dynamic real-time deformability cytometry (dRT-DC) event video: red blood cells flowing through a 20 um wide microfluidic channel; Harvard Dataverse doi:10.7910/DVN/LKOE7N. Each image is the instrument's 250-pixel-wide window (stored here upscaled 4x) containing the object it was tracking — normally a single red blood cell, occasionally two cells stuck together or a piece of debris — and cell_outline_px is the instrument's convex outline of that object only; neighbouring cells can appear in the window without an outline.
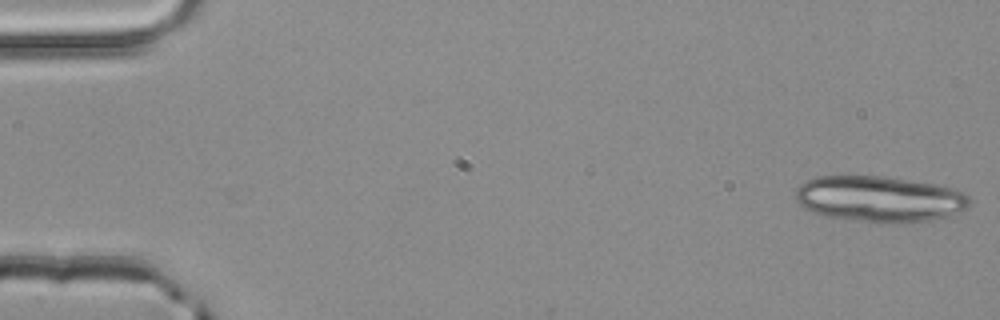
{"species": "common noctule bat (a hibernating species)", "species_latin": "Nyctalus noctula", "temperature_condition": "room temperature", "stored_images_in_passage": 2, "camera_frame_rate_fps": 3000, "um_per_image_px": 0.085, "animal": {"sex": "male", "body_mass_g": 20.4}, "frame": {"image": 1, "passage_image": 1, "time_ms": 0.0, "image_size_px": [1000, 320], "cell_outline_px": [[972, 200], [968, 208], [960, 212], [948, 216], [928, 220], [900, 224], [876, 224], [828, 216], [812, 212], [796, 204], [796, 188], [804, 180], [816, 176], [884, 176], [932, 184], [952, 188], [964, 192]], "centroid_in_image_um": [74.74, 16.93], "position_along_channel_um": 10.3, "area_um2": 47.28}}